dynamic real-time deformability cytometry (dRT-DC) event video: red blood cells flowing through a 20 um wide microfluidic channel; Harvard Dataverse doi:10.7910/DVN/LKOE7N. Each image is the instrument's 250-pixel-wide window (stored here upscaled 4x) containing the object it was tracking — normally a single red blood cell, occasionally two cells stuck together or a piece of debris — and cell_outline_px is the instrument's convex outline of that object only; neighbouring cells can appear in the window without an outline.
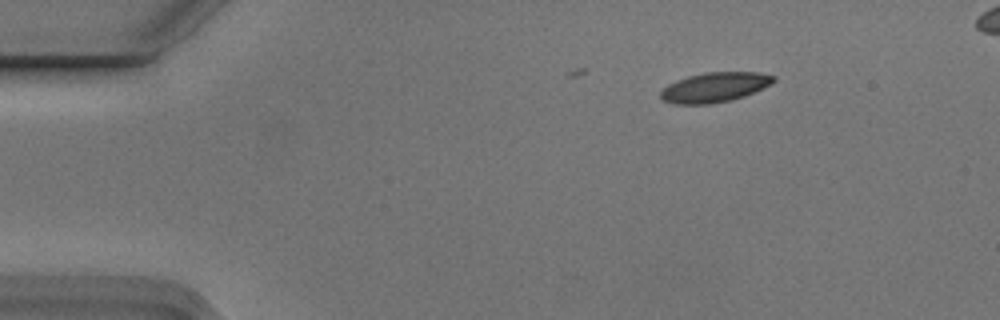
{"species": "Egyptian fruit bat (a non-hibernating species)", "species_latin": "Rousettus aegyptiacus", "temperature_condition": "cold", "stored_images_in_passage": 2, "camera_frame_rate_fps": 3000, "um_per_image_px": 0.085, "animal": {"sex": "male"}, "frame": {"image": 1, "passage_image": 2, "time_ms": 0.333, "image_size_px": [1000, 320], "cell_outline_px": [[776, 80], [744, 96], [732, 100], [708, 104], [676, 104], [664, 100], [660, 96], [660, 92], [668, 84], [676, 80], [688, 76], [704, 72], [760, 72], [776, 76]], "centroid_in_image_um": [60.72, 7.41], "position_along_channel_um": 24.3, "area_um2": 19.42}}